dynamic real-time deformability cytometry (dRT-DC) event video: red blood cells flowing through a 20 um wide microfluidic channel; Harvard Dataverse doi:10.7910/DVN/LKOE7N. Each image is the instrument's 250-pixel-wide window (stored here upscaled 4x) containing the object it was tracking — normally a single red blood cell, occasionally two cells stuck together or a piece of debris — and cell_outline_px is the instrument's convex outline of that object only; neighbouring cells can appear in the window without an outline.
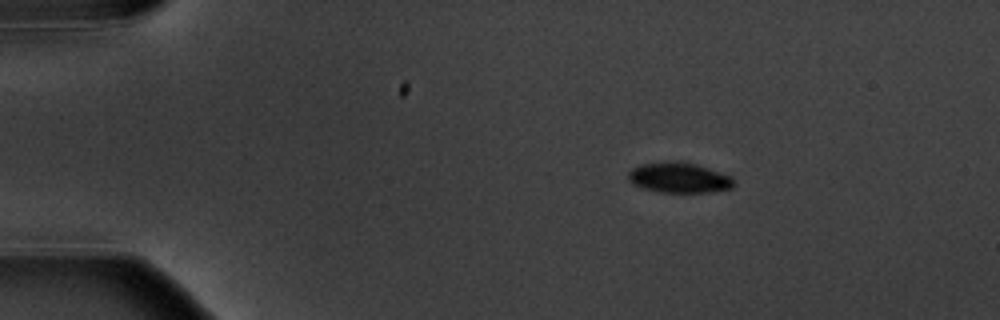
{"species": "common noctule bat (a hibernating species)", "species_latin": "Nyctalus noctula", "temperature_condition": "warm", "stored_images_in_passage": 4, "camera_frame_rate_fps": 3000, "um_per_image_px": 0.085, "animal": {"sex": "male", "body_mass_g": 20.1, "forearm_length_mm": 53.5}, "frame": {"image": 1, "passage_image": 2, "time_ms": 2.0, "image_size_px": [1000, 320], "cell_outline_px": [[736, 184], [732, 188], [708, 192], [660, 192], [644, 188], [628, 180], [628, 172], [632, 168], [640, 164], [680, 160], [696, 164], [732, 176]], "centroid_in_image_um": [57.75, 15.09], "position_along_channel_um": 27.3, "area_um2": 18.67}}